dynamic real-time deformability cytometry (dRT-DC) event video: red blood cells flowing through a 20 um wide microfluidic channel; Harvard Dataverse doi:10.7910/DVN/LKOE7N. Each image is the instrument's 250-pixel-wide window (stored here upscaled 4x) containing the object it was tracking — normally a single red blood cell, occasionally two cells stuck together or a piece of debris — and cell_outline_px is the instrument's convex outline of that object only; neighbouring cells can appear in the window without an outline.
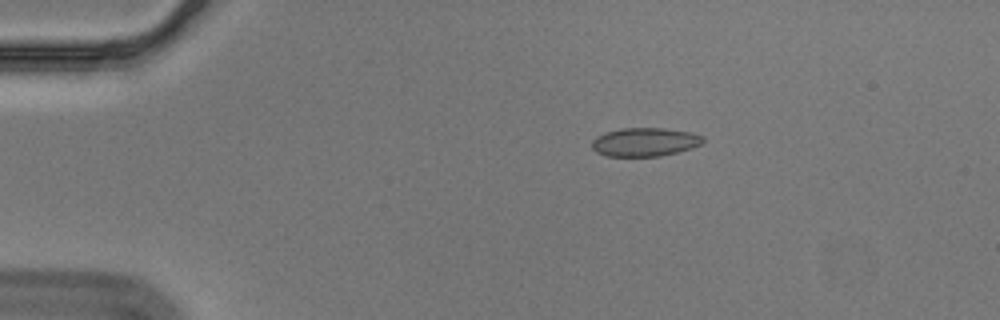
{"species": "Egyptian fruit bat (a non-hibernating species)", "species_latin": "Rousettus aegyptiacus", "temperature_condition": "cold", "stored_images_in_passage": 47, "camera_frame_rate_fps": 3000, "um_per_image_px": 0.085, "animal": {"sex": "male"}, "frame": {"image": 1, "passage_image": 1, "time_ms": 0.0, "image_size_px": [1000, 320], "cell_outline_px": [[704, 144], [692, 148], [660, 156], [608, 156], [596, 152], [592, 148], [592, 140], [596, 136], [604, 132], [620, 128], [664, 128], [692, 132], [704, 136]], "centroid_in_image_um": [54.83, 12.06], "position_along_channel_um": 30.2, "area_um2": 18.73}}
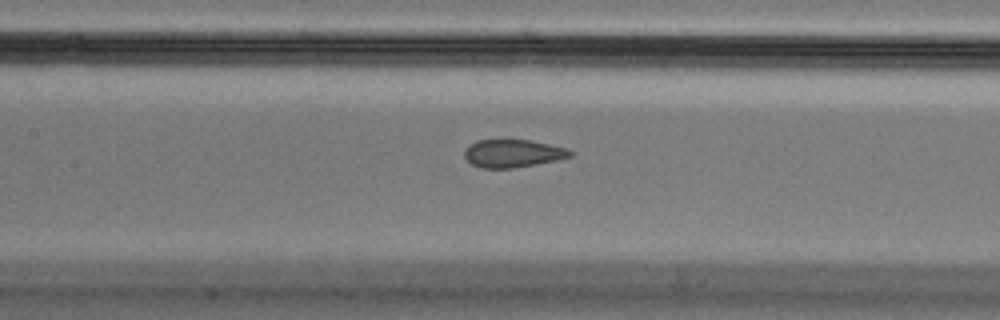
{"frame": {"image": 2, "passage_image": 17, "time_ms": 5.333, "image_size_px": [1000, 320], "cell_outline_px": [[572, 156], [556, 160], [536, 164], [512, 168], [480, 168], [472, 164], [464, 156], [464, 148], [476, 140], [528, 140], [568, 148], [572, 152]], "centroid_in_image_um": [43.56, 13.04], "position_along_channel_um": 163.8, "area_um2": 17.11}}
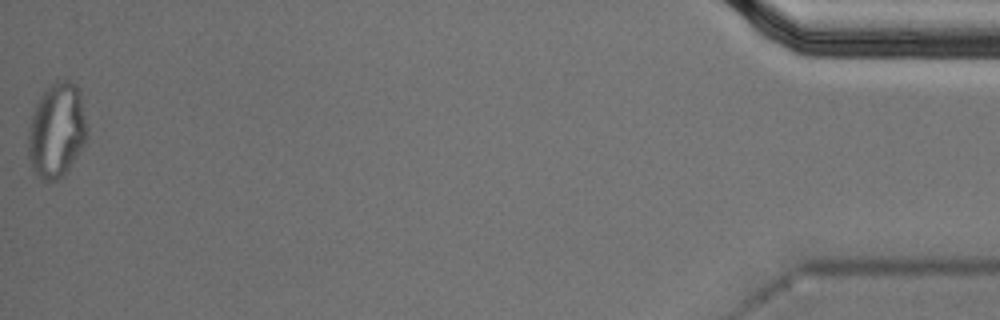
{"frame": {"image": 3, "passage_image": 47, "time_ms": 15.333, "image_size_px": [1000, 320], "cell_outline_px": [[88, 128], [84, 144], [68, 172], [64, 176], [56, 180], [40, 180], [36, 176], [32, 168], [28, 156], [28, 132], [32, 116], [36, 104], [40, 96], [56, 80], [68, 80], [76, 84], [80, 88]], "centroid_in_image_um": [4.84, 11.1], "position_along_channel_um": 430.4, "area_um2": 32.89}}